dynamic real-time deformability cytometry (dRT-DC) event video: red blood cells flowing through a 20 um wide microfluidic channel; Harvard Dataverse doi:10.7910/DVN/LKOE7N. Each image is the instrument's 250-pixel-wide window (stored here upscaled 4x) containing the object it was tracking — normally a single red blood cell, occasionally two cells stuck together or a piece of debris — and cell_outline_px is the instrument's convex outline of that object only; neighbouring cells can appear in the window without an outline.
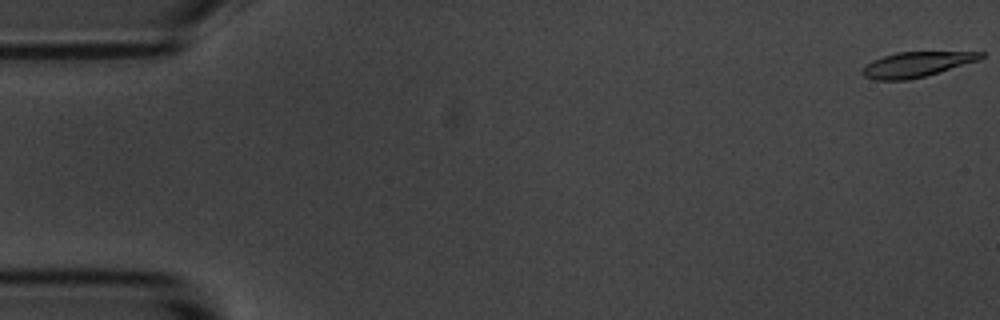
{"species": "common noctule bat (a hibernating species)", "species_latin": "Nyctalus noctula", "temperature_condition": "room temperature", "stored_images_in_passage": 55, "camera_frame_rate_fps": 3000, "um_per_image_px": 0.085, "animal": {"sex": "male", "body_mass_g": 20.1, "forearm_length_mm": 53.5}, "frame": {"image": 1, "passage_image": 1, "time_ms": 0.0, "image_size_px": [1000, 320], "cell_outline_px": [[984, 56], [980, 60], [924, 76], [908, 80], [876, 80], [864, 76], [860, 72], [860, 68], [872, 60], [896, 52], [984, 52]], "centroid_in_image_um": [77.85, 5.47], "position_along_channel_um": 7.1, "area_um2": 17.28}}
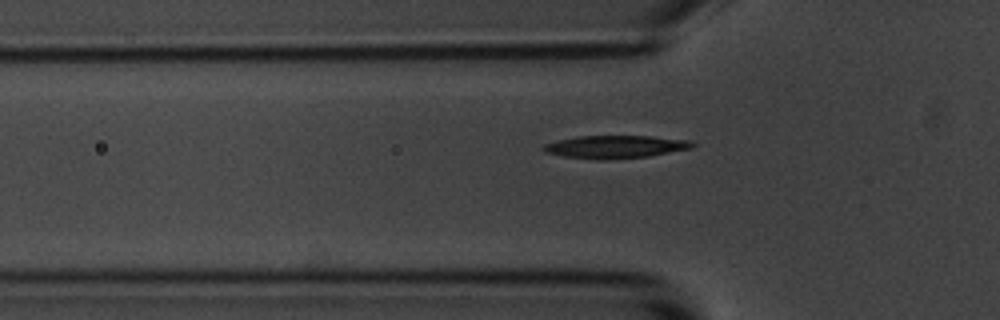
{"frame": {"image": 2, "passage_image": 18, "time_ms": 5.667, "image_size_px": [1000, 320], "cell_outline_px": [[696, 144], [692, 148], [648, 156], [604, 160], [596, 160], [564, 156], [544, 152], [540, 148], [544, 144], [560, 140], [580, 136], [652, 136], [692, 140]], "centroid_in_image_um": [52.32, 12.48], "position_along_channel_um": 73.5, "area_um2": 19.83}}
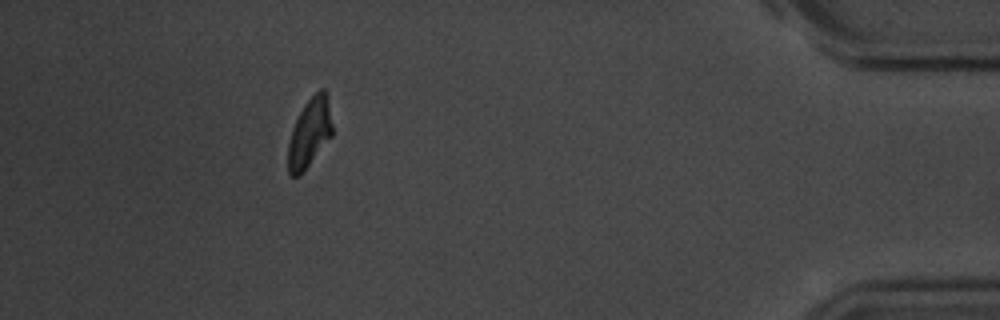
{"frame": {"image": 3, "passage_image": 50, "time_ms": 16.333, "image_size_px": [1000, 320], "cell_outline_px": [[332, 136], [300, 176], [292, 176], [288, 172], [288, 144], [292, 128], [304, 104], [320, 88], [324, 88], [328, 96], [332, 124]], "centroid_in_image_um": [26.32, 11.29], "position_along_channel_um": 408.9, "area_um2": 17.8}, "authors_computed_cell_mechanics": {"area_um2": 18.8428, "velocity_mm_per_s": 3.6591, "shape_relaxation_time_tau1_ms": 2.3358, "shape_relaxation_time_tau2_ms": 3.5715, "deformation_change_tau1": 0.1327, "deformation_change_tau2": 0.0833}}